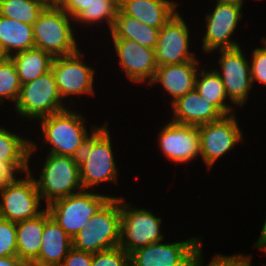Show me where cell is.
I'll use <instances>...</instances> for the list:
<instances>
[{"label": "cell", "mask_w": 266, "mask_h": 266, "mask_svg": "<svg viewBox=\"0 0 266 266\" xmlns=\"http://www.w3.org/2000/svg\"><path fill=\"white\" fill-rule=\"evenodd\" d=\"M251 255L234 254L227 256V266H252Z\"/></svg>", "instance_id": "obj_37"}, {"label": "cell", "mask_w": 266, "mask_h": 266, "mask_svg": "<svg viewBox=\"0 0 266 266\" xmlns=\"http://www.w3.org/2000/svg\"><path fill=\"white\" fill-rule=\"evenodd\" d=\"M243 5L216 3L213 12L207 13L206 32L203 36L204 53H213L220 49H233L240 44L233 41L232 35L242 18Z\"/></svg>", "instance_id": "obj_14"}, {"label": "cell", "mask_w": 266, "mask_h": 266, "mask_svg": "<svg viewBox=\"0 0 266 266\" xmlns=\"http://www.w3.org/2000/svg\"><path fill=\"white\" fill-rule=\"evenodd\" d=\"M71 248L72 238L51 218L46 208L39 256L31 264L34 266H61Z\"/></svg>", "instance_id": "obj_19"}, {"label": "cell", "mask_w": 266, "mask_h": 266, "mask_svg": "<svg viewBox=\"0 0 266 266\" xmlns=\"http://www.w3.org/2000/svg\"><path fill=\"white\" fill-rule=\"evenodd\" d=\"M110 197L115 196L83 189L78 193L55 200L45 208L48 209L51 218L73 238L87 227L89 219Z\"/></svg>", "instance_id": "obj_6"}, {"label": "cell", "mask_w": 266, "mask_h": 266, "mask_svg": "<svg viewBox=\"0 0 266 266\" xmlns=\"http://www.w3.org/2000/svg\"><path fill=\"white\" fill-rule=\"evenodd\" d=\"M171 106L173 110L171 121L178 124L198 126L217 121L223 117L195 89L179 97Z\"/></svg>", "instance_id": "obj_20"}, {"label": "cell", "mask_w": 266, "mask_h": 266, "mask_svg": "<svg viewBox=\"0 0 266 266\" xmlns=\"http://www.w3.org/2000/svg\"><path fill=\"white\" fill-rule=\"evenodd\" d=\"M82 55L78 50L74 54L53 59L51 70L62 99L70 95H95L93 84L96 70L82 61Z\"/></svg>", "instance_id": "obj_12"}, {"label": "cell", "mask_w": 266, "mask_h": 266, "mask_svg": "<svg viewBox=\"0 0 266 266\" xmlns=\"http://www.w3.org/2000/svg\"><path fill=\"white\" fill-rule=\"evenodd\" d=\"M91 266H130V254L120 246L93 253Z\"/></svg>", "instance_id": "obj_31"}, {"label": "cell", "mask_w": 266, "mask_h": 266, "mask_svg": "<svg viewBox=\"0 0 266 266\" xmlns=\"http://www.w3.org/2000/svg\"><path fill=\"white\" fill-rule=\"evenodd\" d=\"M45 227V210L34 218L16 222L17 257L31 264L38 256Z\"/></svg>", "instance_id": "obj_23"}, {"label": "cell", "mask_w": 266, "mask_h": 266, "mask_svg": "<svg viewBox=\"0 0 266 266\" xmlns=\"http://www.w3.org/2000/svg\"><path fill=\"white\" fill-rule=\"evenodd\" d=\"M195 90L200 96L213 105L223 116L233 114L235 109L225 102L227 94L220 75L216 70H200L195 81ZM234 109V110H233Z\"/></svg>", "instance_id": "obj_26"}, {"label": "cell", "mask_w": 266, "mask_h": 266, "mask_svg": "<svg viewBox=\"0 0 266 266\" xmlns=\"http://www.w3.org/2000/svg\"><path fill=\"white\" fill-rule=\"evenodd\" d=\"M162 218L150 210L139 209L121 197V229L119 246L128 254L137 248L164 241Z\"/></svg>", "instance_id": "obj_9"}, {"label": "cell", "mask_w": 266, "mask_h": 266, "mask_svg": "<svg viewBox=\"0 0 266 266\" xmlns=\"http://www.w3.org/2000/svg\"><path fill=\"white\" fill-rule=\"evenodd\" d=\"M189 28L180 13L171 18L159 32L155 47L156 63L158 66L181 64L198 61L194 53H190Z\"/></svg>", "instance_id": "obj_15"}, {"label": "cell", "mask_w": 266, "mask_h": 266, "mask_svg": "<svg viewBox=\"0 0 266 266\" xmlns=\"http://www.w3.org/2000/svg\"><path fill=\"white\" fill-rule=\"evenodd\" d=\"M0 266H26V264L17 256L0 257Z\"/></svg>", "instance_id": "obj_39"}, {"label": "cell", "mask_w": 266, "mask_h": 266, "mask_svg": "<svg viewBox=\"0 0 266 266\" xmlns=\"http://www.w3.org/2000/svg\"><path fill=\"white\" fill-rule=\"evenodd\" d=\"M63 0H54V6H59Z\"/></svg>", "instance_id": "obj_44"}, {"label": "cell", "mask_w": 266, "mask_h": 266, "mask_svg": "<svg viewBox=\"0 0 266 266\" xmlns=\"http://www.w3.org/2000/svg\"><path fill=\"white\" fill-rule=\"evenodd\" d=\"M162 154L174 163H188L200 155L198 126L178 124L170 120L159 132Z\"/></svg>", "instance_id": "obj_17"}, {"label": "cell", "mask_w": 266, "mask_h": 266, "mask_svg": "<svg viewBox=\"0 0 266 266\" xmlns=\"http://www.w3.org/2000/svg\"><path fill=\"white\" fill-rule=\"evenodd\" d=\"M119 58L118 64L128 79L137 84L147 82L150 86L157 70L155 49L121 38L111 39Z\"/></svg>", "instance_id": "obj_16"}, {"label": "cell", "mask_w": 266, "mask_h": 266, "mask_svg": "<svg viewBox=\"0 0 266 266\" xmlns=\"http://www.w3.org/2000/svg\"><path fill=\"white\" fill-rule=\"evenodd\" d=\"M73 19L60 6H46L33 24L34 44L53 57L74 54L78 48Z\"/></svg>", "instance_id": "obj_4"}, {"label": "cell", "mask_w": 266, "mask_h": 266, "mask_svg": "<svg viewBox=\"0 0 266 266\" xmlns=\"http://www.w3.org/2000/svg\"><path fill=\"white\" fill-rule=\"evenodd\" d=\"M217 2L222 4H234V5L244 4V0H217Z\"/></svg>", "instance_id": "obj_41"}, {"label": "cell", "mask_w": 266, "mask_h": 266, "mask_svg": "<svg viewBox=\"0 0 266 266\" xmlns=\"http://www.w3.org/2000/svg\"><path fill=\"white\" fill-rule=\"evenodd\" d=\"M17 256L16 222L0 217V257Z\"/></svg>", "instance_id": "obj_32"}, {"label": "cell", "mask_w": 266, "mask_h": 266, "mask_svg": "<svg viewBox=\"0 0 266 266\" xmlns=\"http://www.w3.org/2000/svg\"><path fill=\"white\" fill-rule=\"evenodd\" d=\"M236 119L233 113L217 121L198 125L200 155L207 169H211L221 156L244 140Z\"/></svg>", "instance_id": "obj_10"}, {"label": "cell", "mask_w": 266, "mask_h": 266, "mask_svg": "<svg viewBox=\"0 0 266 266\" xmlns=\"http://www.w3.org/2000/svg\"><path fill=\"white\" fill-rule=\"evenodd\" d=\"M92 0H63L60 7L73 20L91 3Z\"/></svg>", "instance_id": "obj_35"}, {"label": "cell", "mask_w": 266, "mask_h": 266, "mask_svg": "<svg viewBox=\"0 0 266 266\" xmlns=\"http://www.w3.org/2000/svg\"><path fill=\"white\" fill-rule=\"evenodd\" d=\"M172 0H120L119 10L142 23L161 29L176 13Z\"/></svg>", "instance_id": "obj_21"}, {"label": "cell", "mask_w": 266, "mask_h": 266, "mask_svg": "<svg viewBox=\"0 0 266 266\" xmlns=\"http://www.w3.org/2000/svg\"><path fill=\"white\" fill-rule=\"evenodd\" d=\"M63 102L55 76L50 70L21 86L14 109L23 118L39 120L67 109L68 107L64 106L66 104Z\"/></svg>", "instance_id": "obj_7"}, {"label": "cell", "mask_w": 266, "mask_h": 266, "mask_svg": "<svg viewBox=\"0 0 266 266\" xmlns=\"http://www.w3.org/2000/svg\"><path fill=\"white\" fill-rule=\"evenodd\" d=\"M43 139L50 154L79 158L88 138L86 120L70 108L39 119Z\"/></svg>", "instance_id": "obj_2"}, {"label": "cell", "mask_w": 266, "mask_h": 266, "mask_svg": "<svg viewBox=\"0 0 266 266\" xmlns=\"http://www.w3.org/2000/svg\"><path fill=\"white\" fill-rule=\"evenodd\" d=\"M121 229V198L110 197L72 238L75 249L97 253L119 246Z\"/></svg>", "instance_id": "obj_3"}, {"label": "cell", "mask_w": 266, "mask_h": 266, "mask_svg": "<svg viewBox=\"0 0 266 266\" xmlns=\"http://www.w3.org/2000/svg\"><path fill=\"white\" fill-rule=\"evenodd\" d=\"M44 161L39 179L35 177L34 180L46 207L55 200L83 190L77 158L48 153Z\"/></svg>", "instance_id": "obj_5"}, {"label": "cell", "mask_w": 266, "mask_h": 266, "mask_svg": "<svg viewBox=\"0 0 266 266\" xmlns=\"http://www.w3.org/2000/svg\"><path fill=\"white\" fill-rule=\"evenodd\" d=\"M261 43L266 47V37H262Z\"/></svg>", "instance_id": "obj_45"}, {"label": "cell", "mask_w": 266, "mask_h": 266, "mask_svg": "<svg viewBox=\"0 0 266 266\" xmlns=\"http://www.w3.org/2000/svg\"><path fill=\"white\" fill-rule=\"evenodd\" d=\"M202 246L200 245L194 252L191 259V266H227V256L217 254L211 258L210 262L206 265L203 261ZM204 264V265H203Z\"/></svg>", "instance_id": "obj_36"}, {"label": "cell", "mask_w": 266, "mask_h": 266, "mask_svg": "<svg viewBox=\"0 0 266 266\" xmlns=\"http://www.w3.org/2000/svg\"><path fill=\"white\" fill-rule=\"evenodd\" d=\"M21 83L19 80L16 65L11 57L0 61V105L5 99L14 104L18 100ZM5 98V99H4Z\"/></svg>", "instance_id": "obj_30"}, {"label": "cell", "mask_w": 266, "mask_h": 266, "mask_svg": "<svg viewBox=\"0 0 266 266\" xmlns=\"http://www.w3.org/2000/svg\"><path fill=\"white\" fill-rule=\"evenodd\" d=\"M8 56L3 51L1 45H0V61L5 60Z\"/></svg>", "instance_id": "obj_43"}, {"label": "cell", "mask_w": 266, "mask_h": 266, "mask_svg": "<svg viewBox=\"0 0 266 266\" xmlns=\"http://www.w3.org/2000/svg\"><path fill=\"white\" fill-rule=\"evenodd\" d=\"M111 38L128 39L155 49L160 29L148 26L136 18L124 15L120 10L110 31Z\"/></svg>", "instance_id": "obj_25"}, {"label": "cell", "mask_w": 266, "mask_h": 266, "mask_svg": "<svg viewBox=\"0 0 266 266\" xmlns=\"http://www.w3.org/2000/svg\"><path fill=\"white\" fill-rule=\"evenodd\" d=\"M15 173L5 164L0 163V187L9 182Z\"/></svg>", "instance_id": "obj_38"}, {"label": "cell", "mask_w": 266, "mask_h": 266, "mask_svg": "<svg viewBox=\"0 0 266 266\" xmlns=\"http://www.w3.org/2000/svg\"><path fill=\"white\" fill-rule=\"evenodd\" d=\"M93 253L72 247L61 266H91Z\"/></svg>", "instance_id": "obj_34"}, {"label": "cell", "mask_w": 266, "mask_h": 266, "mask_svg": "<svg viewBox=\"0 0 266 266\" xmlns=\"http://www.w3.org/2000/svg\"><path fill=\"white\" fill-rule=\"evenodd\" d=\"M107 123L93 126L78 158L82 188L89 190L102 182H118L119 171L113 155Z\"/></svg>", "instance_id": "obj_1"}, {"label": "cell", "mask_w": 266, "mask_h": 266, "mask_svg": "<svg viewBox=\"0 0 266 266\" xmlns=\"http://www.w3.org/2000/svg\"><path fill=\"white\" fill-rule=\"evenodd\" d=\"M262 250H264V252L266 253V246L264 248H262Z\"/></svg>", "instance_id": "obj_46"}, {"label": "cell", "mask_w": 266, "mask_h": 266, "mask_svg": "<svg viewBox=\"0 0 266 266\" xmlns=\"http://www.w3.org/2000/svg\"><path fill=\"white\" fill-rule=\"evenodd\" d=\"M42 2L45 6H54V0H38Z\"/></svg>", "instance_id": "obj_42"}, {"label": "cell", "mask_w": 266, "mask_h": 266, "mask_svg": "<svg viewBox=\"0 0 266 266\" xmlns=\"http://www.w3.org/2000/svg\"><path fill=\"white\" fill-rule=\"evenodd\" d=\"M202 238L191 237L179 242H156L130 253V266H191L195 250Z\"/></svg>", "instance_id": "obj_13"}, {"label": "cell", "mask_w": 266, "mask_h": 266, "mask_svg": "<svg viewBox=\"0 0 266 266\" xmlns=\"http://www.w3.org/2000/svg\"><path fill=\"white\" fill-rule=\"evenodd\" d=\"M45 7L38 0H2L0 1V15L33 25Z\"/></svg>", "instance_id": "obj_29"}, {"label": "cell", "mask_w": 266, "mask_h": 266, "mask_svg": "<svg viewBox=\"0 0 266 266\" xmlns=\"http://www.w3.org/2000/svg\"><path fill=\"white\" fill-rule=\"evenodd\" d=\"M199 61H189L181 64H168L157 67L151 86L161 84L171 98L170 105L179 97L195 89L196 76L199 71Z\"/></svg>", "instance_id": "obj_18"}, {"label": "cell", "mask_w": 266, "mask_h": 266, "mask_svg": "<svg viewBox=\"0 0 266 266\" xmlns=\"http://www.w3.org/2000/svg\"><path fill=\"white\" fill-rule=\"evenodd\" d=\"M36 145L32 140L0 127V163L14 173L29 171V159L37 150Z\"/></svg>", "instance_id": "obj_22"}, {"label": "cell", "mask_w": 266, "mask_h": 266, "mask_svg": "<svg viewBox=\"0 0 266 266\" xmlns=\"http://www.w3.org/2000/svg\"><path fill=\"white\" fill-rule=\"evenodd\" d=\"M119 6L120 0H92L87 9H84L74 20L90 25L106 21L111 31L119 12Z\"/></svg>", "instance_id": "obj_28"}, {"label": "cell", "mask_w": 266, "mask_h": 266, "mask_svg": "<svg viewBox=\"0 0 266 266\" xmlns=\"http://www.w3.org/2000/svg\"><path fill=\"white\" fill-rule=\"evenodd\" d=\"M254 246H256V249H262L266 246V218L260 233V236L258 240L254 243Z\"/></svg>", "instance_id": "obj_40"}, {"label": "cell", "mask_w": 266, "mask_h": 266, "mask_svg": "<svg viewBox=\"0 0 266 266\" xmlns=\"http://www.w3.org/2000/svg\"><path fill=\"white\" fill-rule=\"evenodd\" d=\"M0 45L8 57L34 48L33 25L0 15Z\"/></svg>", "instance_id": "obj_24"}, {"label": "cell", "mask_w": 266, "mask_h": 266, "mask_svg": "<svg viewBox=\"0 0 266 266\" xmlns=\"http://www.w3.org/2000/svg\"><path fill=\"white\" fill-rule=\"evenodd\" d=\"M30 170L29 167V171L24 173L25 178L15 175L0 187L1 218L19 222L34 218L45 210L40 209L42 199Z\"/></svg>", "instance_id": "obj_8"}, {"label": "cell", "mask_w": 266, "mask_h": 266, "mask_svg": "<svg viewBox=\"0 0 266 266\" xmlns=\"http://www.w3.org/2000/svg\"><path fill=\"white\" fill-rule=\"evenodd\" d=\"M250 71L252 85L257 81L266 86V47L255 48L251 54Z\"/></svg>", "instance_id": "obj_33"}, {"label": "cell", "mask_w": 266, "mask_h": 266, "mask_svg": "<svg viewBox=\"0 0 266 266\" xmlns=\"http://www.w3.org/2000/svg\"><path fill=\"white\" fill-rule=\"evenodd\" d=\"M221 56L218 63L221 67L216 72L220 75L224 88L232 105L244 106L248 100L249 91H252L250 60L244 55L241 47L220 49Z\"/></svg>", "instance_id": "obj_11"}, {"label": "cell", "mask_w": 266, "mask_h": 266, "mask_svg": "<svg viewBox=\"0 0 266 266\" xmlns=\"http://www.w3.org/2000/svg\"><path fill=\"white\" fill-rule=\"evenodd\" d=\"M21 85L31 82L51 70L54 57L39 48H31L11 56Z\"/></svg>", "instance_id": "obj_27"}]
</instances>
